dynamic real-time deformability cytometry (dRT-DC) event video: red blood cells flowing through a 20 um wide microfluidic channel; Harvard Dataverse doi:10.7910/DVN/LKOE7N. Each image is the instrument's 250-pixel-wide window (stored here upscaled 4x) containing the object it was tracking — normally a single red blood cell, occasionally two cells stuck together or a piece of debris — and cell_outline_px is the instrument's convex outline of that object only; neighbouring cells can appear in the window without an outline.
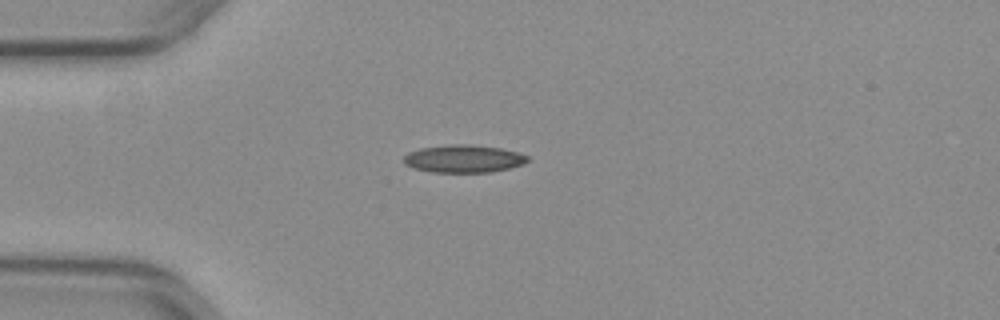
{"species": "common noctule bat (a hibernating species)", "species_latin": "Nyctalus noctula", "temperature_condition": "warm", "stored_images_in_passage": 39, "camera_frame_rate_fps": 3000, "um_per_image_px": 0.085, "animal": {"sex": "female", "body_mass_g": 29.2, "forearm_length_mm": 56.3}, "frame": {"image": 1, "passage_image": 1, "time_ms": 0.0, "image_size_px": [1000, 320], "cell_outline_px": [[528, 160], [524, 164], [492, 172], [432, 172], [412, 168], [404, 164], [404, 156], [408, 152], [420, 148], [456, 144], [464, 144], [500, 148], [516, 152], [528, 156]], "centroid_in_image_um": [39.37, 13.5], "position_along_channel_um": 45.6, "area_um2": 19.83}}
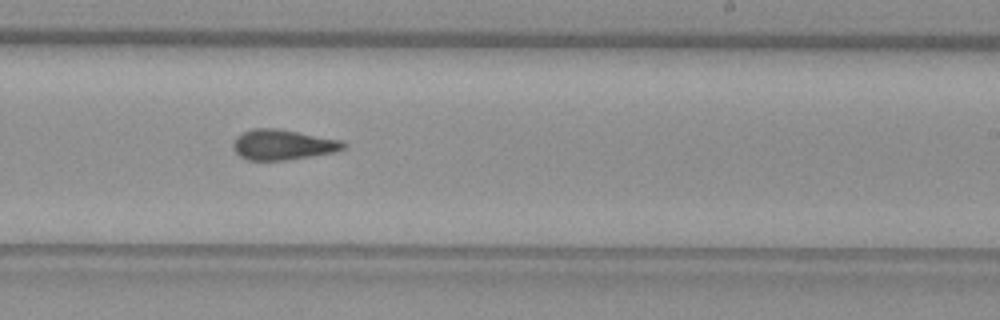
{"frame": {"image": 2, "passage_image": 19, "time_ms": 6.0, "image_size_px": [1000, 320], "cell_outline_px": [[344, 148], [332, 152], [284, 160], [248, 160], [240, 156], [232, 148], [232, 144], [236, 136], [252, 128], [276, 128], [340, 140], [344, 144]], "centroid_in_image_um": [23.95, 12.29], "position_along_channel_um": 265.1, "area_um2": 19.07}}
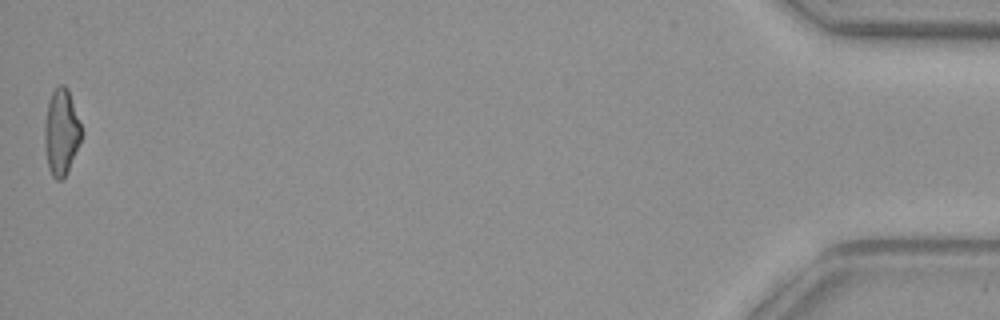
{"frame": {"image": 3, "passage_image": 39, "time_ms": 12.667, "image_size_px": [1000, 320], "cell_outline_px": [[80, 140], [68, 172], [60, 180], [56, 180], [52, 176], [48, 168], [44, 144], [44, 124], [48, 104], [52, 92], [60, 84], [64, 84], [68, 88], [80, 124]], "centroid_in_image_um": [5.18, 11.24], "position_along_channel_um": 430.0, "area_um2": 18.21}, "authors_computed_cell_mechanics": {"area_um2": 19.2474, "velocity_mm_per_s": 3.9898, "shape_relaxation_time_tau1_ms": null, "shape_relaxation_time_tau2_ms": 2.2555, "deformation_change_tau1": null, "deformation_change_tau2": 0.1029}}